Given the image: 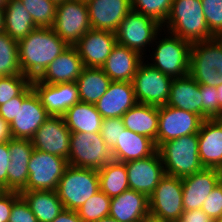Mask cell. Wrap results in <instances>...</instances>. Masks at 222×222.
<instances>
[{
    "label": "cell",
    "mask_w": 222,
    "mask_h": 222,
    "mask_svg": "<svg viewBox=\"0 0 222 222\" xmlns=\"http://www.w3.org/2000/svg\"><path fill=\"white\" fill-rule=\"evenodd\" d=\"M69 45L52 27H37L18 41L20 70L31 80L37 79Z\"/></svg>",
    "instance_id": "1"
},
{
    "label": "cell",
    "mask_w": 222,
    "mask_h": 222,
    "mask_svg": "<svg viewBox=\"0 0 222 222\" xmlns=\"http://www.w3.org/2000/svg\"><path fill=\"white\" fill-rule=\"evenodd\" d=\"M162 29L191 44L215 38L206 23L201 0H173Z\"/></svg>",
    "instance_id": "2"
},
{
    "label": "cell",
    "mask_w": 222,
    "mask_h": 222,
    "mask_svg": "<svg viewBox=\"0 0 222 222\" xmlns=\"http://www.w3.org/2000/svg\"><path fill=\"white\" fill-rule=\"evenodd\" d=\"M157 151L166 175L183 178L204 168L199 159L198 134L166 141Z\"/></svg>",
    "instance_id": "3"
},
{
    "label": "cell",
    "mask_w": 222,
    "mask_h": 222,
    "mask_svg": "<svg viewBox=\"0 0 222 222\" xmlns=\"http://www.w3.org/2000/svg\"><path fill=\"white\" fill-rule=\"evenodd\" d=\"M162 32H164L163 35L167 34L165 38L162 37L163 39L160 37L161 34H157L154 40L156 49L152 48L154 52L152 51L150 64L172 78L188 75L192 44L168 31L161 30Z\"/></svg>",
    "instance_id": "4"
},
{
    "label": "cell",
    "mask_w": 222,
    "mask_h": 222,
    "mask_svg": "<svg viewBox=\"0 0 222 222\" xmlns=\"http://www.w3.org/2000/svg\"><path fill=\"white\" fill-rule=\"evenodd\" d=\"M99 190L97 169L68 165L56 191L64 209L77 211Z\"/></svg>",
    "instance_id": "5"
},
{
    "label": "cell",
    "mask_w": 222,
    "mask_h": 222,
    "mask_svg": "<svg viewBox=\"0 0 222 222\" xmlns=\"http://www.w3.org/2000/svg\"><path fill=\"white\" fill-rule=\"evenodd\" d=\"M189 75L200 85L222 84V38L192 44Z\"/></svg>",
    "instance_id": "6"
},
{
    "label": "cell",
    "mask_w": 222,
    "mask_h": 222,
    "mask_svg": "<svg viewBox=\"0 0 222 222\" xmlns=\"http://www.w3.org/2000/svg\"><path fill=\"white\" fill-rule=\"evenodd\" d=\"M161 30L162 24L157 20L132 9L118 25L115 36L118 44L144 55L146 47L151 45L152 48L155 44L154 40Z\"/></svg>",
    "instance_id": "7"
},
{
    "label": "cell",
    "mask_w": 222,
    "mask_h": 222,
    "mask_svg": "<svg viewBox=\"0 0 222 222\" xmlns=\"http://www.w3.org/2000/svg\"><path fill=\"white\" fill-rule=\"evenodd\" d=\"M148 200L151 219L177 222L184 212L182 178L165 175Z\"/></svg>",
    "instance_id": "8"
},
{
    "label": "cell",
    "mask_w": 222,
    "mask_h": 222,
    "mask_svg": "<svg viewBox=\"0 0 222 222\" xmlns=\"http://www.w3.org/2000/svg\"><path fill=\"white\" fill-rule=\"evenodd\" d=\"M112 160V150L105 144L101 133H71L69 165L98 170Z\"/></svg>",
    "instance_id": "9"
},
{
    "label": "cell",
    "mask_w": 222,
    "mask_h": 222,
    "mask_svg": "<svg viewBox=\"0 0 222 222\" xmlns=\"http://www.w3.org/2000/svg\"><path fill=\"white\" fill-rule=\"evenodd\" d=\"M173 78L153 67L149 62L140 63L132 84L137 103L152 106H164L170 96Z\"/></svg>",
    "instance_id": "10"
},
{
    "label": "cell",
    "mask_w": 222,
    "mask_h": 222,
    "mask_svg": "<svg viewBox=\"0 0 222 222\" xmlns=\"http://www.w3.org/2000/svg\"><path fill=\"white\" fill-rule=\"evenodd\" d=\"M52 28L69 46H74L91 29L87 3L79 0L58 3Z\"/></svg>",
    "instance_id": "11"
},
{
    "label": "cell",
    "mask_w": 222,
    "mask_h": 222,
    "mask_svg": "<svg viewBox=\"0 0 222 222\" xmlns=\"http://www.w3.org/2000/svg\"><path fill=\"white\" fill-rule=\"evenodd\" d=\"M50 116L30 84L18 96L16 117L10 123L12 137L31 140L35 132Z\"/></svg>",
    "instance_id": "12"
},
{
    "label": "cell",
    "mask_w": 222,
    "mask_h": 222,
    "mask_svg": "<svg viewBox=\"0 0 222 222\" xmlns=\"http://www.w3.org/2000/svg\"><path fill=\"white\" fill-rule=\"evenodd\" d=\"M68 165L67 159L34 149L28 164L26 191L57 190Z\"/></svg>",
    "instance_id": "13"
},
{
    "label": "cell",
    "mask_w": 222,
    "mask_h": 222,
    "mask_svg": "<svg viewBox=\"0 0 222 222\" xmlns=\"http://www.w3.org/2000/svg\"><path fill=\"white\" fill-rule=\"evenodd\" d=\"M204 119L197 114L164 105L159 107L157 148L164 142L198 134Z\"/></svg>",
    "instance_id": "14"
},
{
    "label": "cell",
    "mask_w": 222,
    "mask_h": 222,
    "mask_svg": "<svg viewBox=\"0 0 222 222\" xmlns=\"http://www.w3.org/2000/svg\"><path fill=\"white\" fill-rule=\"evenodd\" d=\"M71 132L63 116H50L31 139L34 149L68 160Z\"/></svg>",
    "instance_id": "15"
},
{
    "label": "cell",
    "mask_w": 222,
    "mask_h": 222,
    "mask_svg": "<svg viewBox=\"0 0 222 222\" xmlns=\"http://www.w3.org/2000/svg\"><path fill=\"white\" fill-rule=\"evenodd\" d=\"M129 189L145 194L148 198L166 175L160 154L125 162Z\"/></svg>",
    "instance_id": "16"
},
{
    "label": "cell",
    "mask_w": 222,
    "mask_h": 222,
    "mask_svg": "<svg viewBox=\"0 0 222 222\" xmlns=\"http://www.w3.org/2000/svg\"><path fill=\"white\" fill-rule=\"evenodd\" d=\"M31 85L41 104L52 116H63L71 106L80 102L75 82L46 84L33 79Z\"/></svg>",
    "instance_id": "17"
},
{
    "label": "cell",
    "mask_w": 222,
    "mask_h": 222,
    "mask_svg": "<svg viewBox=\"0 0 222 222\" xmlns=\"http://www.w3.org/2000/svg\"><path fill=\"white\" fill-rule=\"evenodd\" d=\"M222 180V171L214 168L202 170L183 177V208L184 211L201 209L204 201Z\"/></svg>",
    "instance_id": "18"
},
{
    "label": "cell",
    "mask_w": 222,
    "mask_h": 222,
    "mask_svg": "<svg viewBox=\"0 0 222 222\" xmlns=\"http://www.w3.org/2000/svg\"><path fill=\"white\" fill-rule=\"evenodd\" d=\"M116 43L115 32L90 29L74 46L84 67L101 68Z\"/></svg>",
    "instance_id": "19"
},
{
    "label": "cell",
    "mask_w": 222,
    "mask_h": 222,
    "mask_svg": "<svg viewBox=\"0 0 222 222\" xmlns=\"http://www.w3.org/2000/svg\"><path fill=\"white\" fill-rule=\"evenodd\" d=\"M91 29L115 32L132 10L131 0H88Z\"/></svg>",
    "instance_id": "20"
},
{
    "label": "cell",
    "mask_w": 222,
    "mask_h": 222,
    "mask_svg": "<svg viewBox=\"0 0 222 222\" xmlns=\"http://www.w3.org/2000/svg\"><path fill=\"white\" fill-rule=\"evenodd\" d=\"M199 159L204 168L222 171V120L206 119L198 132Z\"/></svg>",
    "instance_id": "21"
},
{
    "label": "cell",
    "mask_w": 222,
    "mask_h": 222,
    "mask_svg": "<svg viewBox=\"0 0 222 222\" xmlns=\"http://www.w3.org/2000/svg\"><path fill=\"white\" fill-rule=\"evenodd\" d=\"M10 166L7 171V191H26L28 164L34 150L29 139L12 138L8 142Z\"/></svg>",
    "instance_id": "22"
},
{
    "label": "cell",
    "mask_w": 222,
    "mask_h": 222,
    "mask_svg": "<svg viewBox=\"0 0 222 222\" xmlns=\"http://www.w3.org/2000/svg\"><path fill=\"white\" fill-rule=\"evenodd\" d=\"M137 103L132 82L112 81L106 93L94 104L103 119L121 118Z\"/></svg>",
    "instance_id": "23"
},
{
    "label": "cell",
    "mask_w": 222,
    "mask_h": 222,
    "mask_svg": "<svg viewBox=\"0 0 222 222\" xmlns=\"http://www.w3.org/2000/svg\"><path fill=\"white\" fill-rule=\"evenodd\" d=\"M84 68L75 46H68L37 78L39 82L57 84L76 82Z\"/></svg>",
    "instance_id": "24"
},
{
    "label": "cell",
    "mask_w": 222,
    "mask_h": 222,
    "mask_svg": "<svg viewBox=\"0 0 222 222\" xmlns=\"http://www.w3.org/2000/svg\"><path fill=\"white\" fill-rule=\"evenodd\" d=\"M109 217L120 222H144L150 218L148 197L132 189L111 198Z\"/></svg>",
    "instance_id": "25"
},
{
    "label": "cell",
    "mask_w": 222,
    "mask_h": 222,
    "mask_svg": "<svg viewBox=\"0 0 222 222\" xmlns=\"http://www.w3.org/2000/svg\"><path fill=\"white\" fill-rule=\"evenodd\" d=\"M144 59L137 51L116 43L101 69L111 81L132 82Z\"/></svg>",
    "instance_id": "26"
},
{
    "label": "cell",
    "mask_w": 222,
    "mask_h": 222,
    "mask_svg": "<svg viewBox=\"0 0 222 222\" xmlns=\"http://www.w3.org/2000/svg\"><path fill=\"white\" fill-rule=\"evenodd\" d=\"M111 150L115 161L125 163L150 157L157 151V147L149 137L125 128Z\"/></svg>",
    "instance_id": "27"
},
{
    "label": "cell",
    "mask_w": 222,
    "mask_h": 222,
    "mask_svg": "<svg viewBox=\"0 0 222 222\" xmlns=\"http://www.w3.org/2000/svg\"><path fill=\"white\" fill-rule=\"evenodd\" d=\"M202 117V100L200 84L189 74L181 78H173L167 104Z\"/></svg>",
    "instance_id": "28"
},
{
    "label": "cell",
    "mask_w": 222,
    "mask_h": 222,
    "mask_svg": "<svg viewBox=\"0 0 222 222\" xmlns=\"http://www.w3.org/2000/svg\"><path fill=\"white\" fill-rule=\"evenodd\" d=\"M121 118L125 128L149 137L157 147L159 107L136 103Z\"/></svg>",
    "instance_id": "29"
},
{
    "label": "cell",
    "mask_w": 222,
    "mask_h": 222,
    "mask_svg": "<svg viewBox=\"0 0 222 222\" xmlns=\"http://www.w3.org/2000/svg\"><path fill=\"white\" fill-rule=\"evenodd\" d=\"M20 195L27 202L37 222H52L64 210L56 190L22 191Z\"/></svg>",
    "instance_id": "30"
},
{
    "label": "cell",
    "mask_w": 222,
    "mask_h": 222,
    "mask_svg": "<svg viewBox=\"0 0 222 222\" xmlns=\"http://www.w3.org/2000/svg\"><path fill=\"white\" fill-rule=\"evenodd\" d=\"M70 132L100 133L103 117L95 105L78 102L63 115Z\"/></svg>",
    "instance_id": "31"
},
{
    "label": "cell",
    "mask_w": 222,
    "mask_h": 222,
    "mask_svg": "<svg viewBox=\"0 0 222 222\" xmlns=\"http://www.w3.org/2000/svg\"><path fill=\"white\" fill-rule=\"evenodd\" d=\"M37 26L20 0H9L4 7V33L20 41Z\"/></svg>",
    "instance_id": "32"
},
{
    "label": "cell",
    "mask_w": 222,
    "mask_h": 222,
    "mask_svg": "<svg viewBox=\"0 0 222 222\" xmlns=\"http://www.w3.org/2000/svg\"><path fill=\"white\" fill-rule=\"evenodd\" d=\"M111 82L101 68L84 67L75 82L80 102L94 105L106 93Z\"/></svg>",
    "instance_id": "33"
},
{
    "label": "cell",
    "mask_w": 222,
    "mask_h": 222,
    "mask_svg": "<svg viewBox=\"0 0 222 222\" xmlns=\"http://www.w3.org/2000/svg\"><path fill=\"white\" fill-rule=\"evenodd\" d=\"M100 190L110 198L119 196L129 189L126 165L112 160L98 169Z\"/></svg>",
    "instance_id": "34"
},
{
    "label": "cell",
    "mask_w": 222,
    "mask_h": 222,
    "mask_svg": "<svg viewBox=\"0 0 222 222\" xmlns=\"http://www.w3.org/2000/svg\"><path fill=\"white\" fill-rule=\"evenodd\" d=\"M23 75L20 70L18 41L0 33V76Z\"/></svg>",
    "instance_id": "35"
},
{
    "label": "cell",
    "mask_w": 222,
    "mask_h": 222,
    "mask_svg": "<svg viewBox=\"0 0 222 222\" xmlns=\"http://www.w3.org/2000/svg\"><path fill=\"white\" fill-rule=\"evenodd\" d=\"M111 198L99 190L76 212L83 222H96L109 216Z\"/></svg>",
    "instance_id": "36"
},
{
    "label": "cell",
    "mask_w": 222,
    "mask_h": 222,
    "mask_svg": "<svg viewBox=\"0 0 222 222\" xmlns=\"http://www.w3.org/2000/svg\"><path fill=\"white\" fill-rule=\"evenodd\" d=\"M37 27H53L57 3L52 0H20Z\"/></svg>",
    "instance_id": "37"
},
{
    "label": "cell",
    "mask_w": 222,
    "mask_h": 222,
    "mask_svg": "<svg viewBox=\"0 0 222 222\" xmlns=\"http://www.w3.org/2000/svg\"><path fill=\"white\" fill-rule=\"evenodd\" d=\"M173 0H131L134 11L152 17L160 24L167 20Z\"/></svg>",
    "instance_id": "38"
},
{
    "label": "cell",
    "mask_w": 222,
    "mask_h": 222,
    "mask_svg": "<svg viewBox=\"0 0 222 222\" xmlns=\"http://www.w3.org/2000/svg\"><path fill=\"white\" fill-rule=\"evenodd\" d=\"M32 80L24 75L2 76L0 79V106L19 96Z\"/></svg>",
    "instance_id": "39"
},
{
    "label": "cell",
    "mask_w": 222,
    "mask_h": 222,
    "mask_svg": "<svg viewBox=\"0 0 222 222\" xmlns=\"http://www.w3.org/2000/svg\"><path fill=\"white\" fill-rule=\"evenodd\" d=\"M210 33L222 38V0H201Z\"/></svg>",
    "instance_id": "40"
},
{
    "label": "cell",
    "mask_w": 222,
    "mask_h": 222,
    "mask_svg": "<svg viewBox=\"0 0 222 222\" xmlns=\"http://www.w3.org/2000/svg\"><path fill=\"white\" fill-rule=\"evenodd\" d=\"M202 100V118H218V96L216 86L200 85Z\"/></svg>",
    "instance_id": "41"
},
{
    "label": "cell",
    "mask_w": 222,
    "mask_h": 222,
    "mask_svg": "<svg viewBox=\"0 0 222 222\" xmlns=\"http://www.w3.org/2000/svg\"><path fill=\"white\" fill-rule=\"evenodd\" d=\"M124 129L122 118H107L102 121L100 133L105 144L112 149L117 144Z\"/></svg>",
    "instance_id": "42"
},
{
    "label": "cell",
    "mask_w": 222,
    "mask_h": 222,
    "mask_svg": "<svg viewBox=\"0 0 222 222\" xmlns=\"http://www.w3.org/2000/svg\"><path fill=\"white\" fill-rule=\"evenodd\" d=\"M201 209L212 220L222 217V180L208 195Z\"/></svg>",
    "instance_id": "43"
},
{
    "label": "cell",
    "mask_w": 222,
    "mask_h": 222,
    "mask_svg": "<svg viewBox=\"0 0 222 222\" xmlns=\"http://www.w3.org/2000/svg\"><path fill=\"white\" fill-rule=\"evenodd\" d=\"M8 222H37L35 215L21 195L13 203Z\"/></svg>",
    "instance_id": "44"
},
{
    "label": "cell",
    "mask_w": 222,
    "mask_h": 222,
    "mask_svg": "<svg viewBox=\"0 0 222 222\" xmlns=\"http://www.w3.org/2000/svg\"><path fill=\"white\" fill-rule=\"evenodd\" d=\"M20 196V192L2 191L0 193V222H8L14 201Z\"/></svg>",
    "instance_id": "45"
},
{
    "label": "cell",
    "mask_w": 222,
    "mask_h": 222,
    "mask_svg": "<svg viewBox=\"0 0 222 222\" xmlns=\"http://www.w3.org/2000/svg\"><path fill=\"white\" fill-rule=\"evenodd\" d=\"M10 166L8 142L0 143V189L7 191V171Z\"/></svg>",
    "instance_id": "46"
},
{
    "label": "cell",
    "mask_w": 222,
    "mask_h": 222,
    "mask_svg": "<svg viewBox=\"0 0 222 222\" xmlns=\"http://www.w3.org/2000/svg\"><path fill=\"white\" fill-rule=\"evenodd\" d=\"M177 222H213V220L202 210L184 211Z\"/></svg>",
    "instance_id": "47"
},
{
    "label": "cell",
    "mask_w": 222,
    "mask_h": 222,
    "mask_svg": "<svg viewBox=\"0 0 222 222\" xmlns=\"http://www.w3.org/2000/svg\"><path fill=\"white\" fill-rule=\"evenodd\" d=\"M18 96L0 106V116L9 124L16 117Z\"/></svg>",
    "instance_id": "48"
},
{
    "label": "cell",
    "mask_w": 222,
    "mask_h": 222,
    "mask_svg": "<svg viewBox=\"0 0 222 222\" xmlns=\"http://www.w3.org/2000/svg\"><path fill=\"white\" fill-rule=\"evenodd\" d=\"M52 222H83L76 211L64 209Z\"/></svg>",
    "instance_id": "49"
},
{
    "label": "cell",
    "mask_w": 222,
    "mask_h": 222,
    "mask_svg": "<svg viewBox=\"0 0 222 222\" xmlns=\"http://www.w3.org/2000/svg\"><path fill=\"white\" fill-rule=\"evenodd\" d=\"M12 138L10 124L0 116V143L9 142Z\"/></svg>",
    "instance_id": "50"
},
{
    "label": "cell",
    "mask_w": 222,
    "mask_h": 222,
    "mask_svg": "<svg viewBox=\"0 0 222 222\" xmlns=\"http://www.w3.org/2000/svg\"><path fill=\"white\" fill-rule=\"evenodd\" d=\"M218 96V118L222 117V84L216 87Z\"/></svg>",
    "instance_id": "51"
},
{
    "label": "cell",
    "mask_w": 222,
    "mask_h": 222,
    "mask_svg": "<svg viewBox=\"0 0 222 222\" xmlns=\"http://www.w3.org/2000/svg\"><path fill=\"white\" fill-rule=\"evenodd\" d=\"M4 31V8L0 7V33Z\"/></svg>",
    "instance_id": "52"
},
{
    "label": "cell",
    "mask_w": 222,
    "mask_h": 222,
    "mask_svg": "<svg viewBox=\"0 0 222 222\" xmlns=\"http://www.w3.org/2000/svg\"><path fill=\"white\" fill-rule=\"evenodd\" d=\"M96 222H120V221L108 216L105 218H101V219L97 220Z\"/></svg>",
    "instance_id": "53"
},
{
    "label": "cell",
    "mask_w": 222,
    "mask_h": 222,
    "mask_svg": "<svg viewBox=\"0 0 222 222\" xmlns=\"http://www.w3.org/2000/svg\"><path fill=\"white\" fill-rule=\"evenodd\" d=\"M9 0H0V7L4 8Z\"/></svg>",
    "instance_id": "54"
},
{
    "label": "cell",
    "mask_w": 222,
    "mask_h": 222,
    "mask_svg": "<svg viewBox=\"0 0 222 222\" xmlns=\"http://www.w3.org/2000/svg\"><path fill=\"white\" fill-rule=\"evenodd\" d=\"M144 222H161V221H157L151 218L146 219Z\"/></svg>",
    "instance_id": "55"
},
{
    "label": "cell",
    "mask_w": 222,
    "mask_h": 222,
    "mask_svg": "<svg viewBox=\"0 0 222 222\" xmlns=\"http://www.w3.org/2000/svg\"><path fill=\"white\" fill-rule=\"evenodd\" d=\"M213 222H222V217L213 220Z\"/></svg>",
    "instance_id": "56"
},
{
    "label": "cell",
    "mask_w": 222,
    "mask_h": 222,
    "mask_svg": "<svg viewBox=\"0 0 222 222\" xmlns=\"http://www.w3.org/2000/svg\"><path fill=\"white\" fill-rule=\"evenodd\" d=\"M52 1H54V2H56L58 4V3H61L63 1H65V0H52Z\"/></svg>",
    "instance_id": "57"
}]
</instances>
